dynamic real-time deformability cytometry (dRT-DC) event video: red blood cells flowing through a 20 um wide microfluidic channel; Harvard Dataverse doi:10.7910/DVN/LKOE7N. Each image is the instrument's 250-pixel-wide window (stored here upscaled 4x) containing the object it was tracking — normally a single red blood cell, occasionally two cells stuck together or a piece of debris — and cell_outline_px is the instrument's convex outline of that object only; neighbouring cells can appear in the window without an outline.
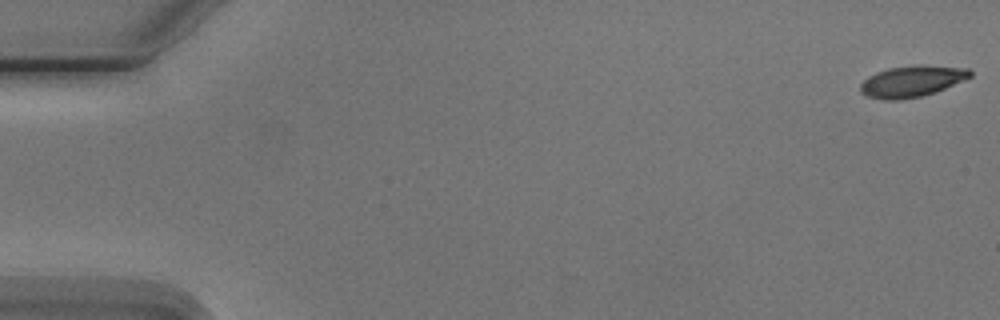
{"species": "Egyptian fruit bat (a non-hibernating species)", "species_latin": "Rousettus aegyptiacus", "temperature_condition": "cold", "stored_images_in_passage": 3, "camera_frame_rate_fps": 3000, "um_per_image_px": 0.085, "animal": {"sex": "male"}, "frame": {"image": 1, "passage_image": 1, "time_ms": 0.0, "image_size_px": [1000, 320], "cell_outline_px": [[972, 76], [936, 92], [920, 96], [900, 100], [884, 100], [868, 96], [860, 92], [860, 84], [868, 76], [876, 72], [888, 68], [916, 64], [924, 64], [968, 68], [972, 72]], "centroid_in_image_um": [77.5, 6.89], "position_along_channel_um": 7.5, "area_um2": 20.17}}